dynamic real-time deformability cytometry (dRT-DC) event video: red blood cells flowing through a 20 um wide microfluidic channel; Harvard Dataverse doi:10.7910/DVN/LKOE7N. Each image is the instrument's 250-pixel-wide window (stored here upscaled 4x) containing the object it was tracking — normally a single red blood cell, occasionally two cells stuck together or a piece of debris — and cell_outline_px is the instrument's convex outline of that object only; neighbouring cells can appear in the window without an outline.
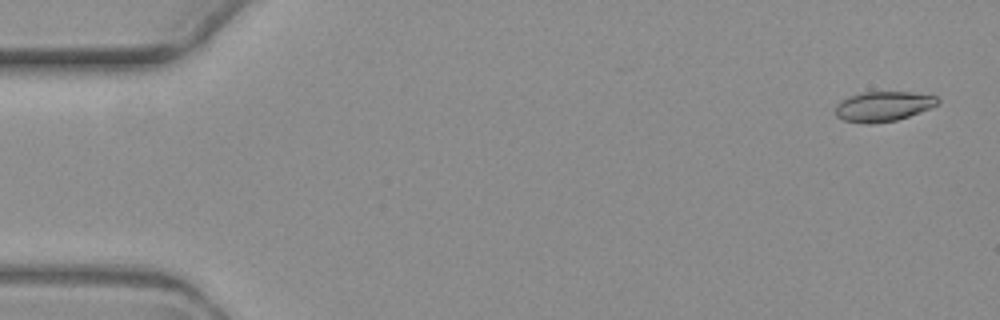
{"species": "common noctule bat (a hibernating species)", "species_latin": "Nyctalus noctula", "temperature_condition": "warm", "stored_images_in_passage": 6, "camera_frame_rate_fps": 3000, "um_per_image_px": 0.085, "animal": {"sex": "female", "body_mass_g": 19.3, "forearm_length_mm": 54.1}, "frame": {"image": 1, "passage_image": 1, "time_ms": 0.0, "image_size_px": [1000, 320], "cell_outline_px": [[940, 100], [936, 104], [928, 108], [908, 116], [896, 120], [872, 124], [864, 124], [844, 120], [836, 116], [836, 104], [840, 100], [848, 96], [864, 92], [912, 92], [936, 96]], "centroid_in_image_um": [75.02, 9.04], "position_along_channel_um": 10.0, "area_um2": 17.74}}